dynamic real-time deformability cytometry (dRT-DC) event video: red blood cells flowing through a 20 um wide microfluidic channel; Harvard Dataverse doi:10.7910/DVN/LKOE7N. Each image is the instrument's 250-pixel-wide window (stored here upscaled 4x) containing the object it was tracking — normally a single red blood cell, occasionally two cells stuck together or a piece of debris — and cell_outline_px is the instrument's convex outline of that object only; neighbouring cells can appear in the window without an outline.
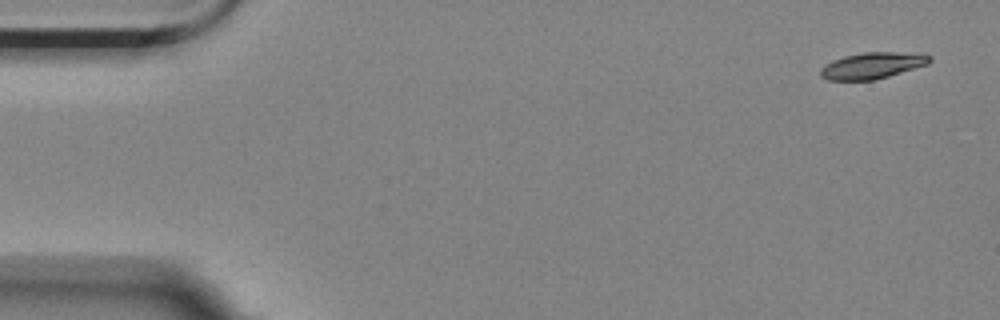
{"species": "Egyptian fruit bat (a non-hibernating species)", "species_latin": "Rousettus aegyptiacus", "temperature_condition": "room temperature", "stored_images_in_passage": 5, "camera_frame_rate_fps": 3000, "um_per_image_px": 0.085, "animal": {"sex": "female"}, "frame": {"image": 1, "passage_image": 1, "time_ms": 0.0, "image_size_px": [1000, 320], "cell_outline_px": [[932, 60], [928, 64], [888, 76], [872, 80], [828, 80], [820, 76], [820, 68], [824, 64], [832, 60], [844, 56], [864, 52], [924, 52], [932, 56]], "centroid_in_image_um": [74.18, 5.55], "position_along_channel_um": 10.8, "area_um2": 16.99}}